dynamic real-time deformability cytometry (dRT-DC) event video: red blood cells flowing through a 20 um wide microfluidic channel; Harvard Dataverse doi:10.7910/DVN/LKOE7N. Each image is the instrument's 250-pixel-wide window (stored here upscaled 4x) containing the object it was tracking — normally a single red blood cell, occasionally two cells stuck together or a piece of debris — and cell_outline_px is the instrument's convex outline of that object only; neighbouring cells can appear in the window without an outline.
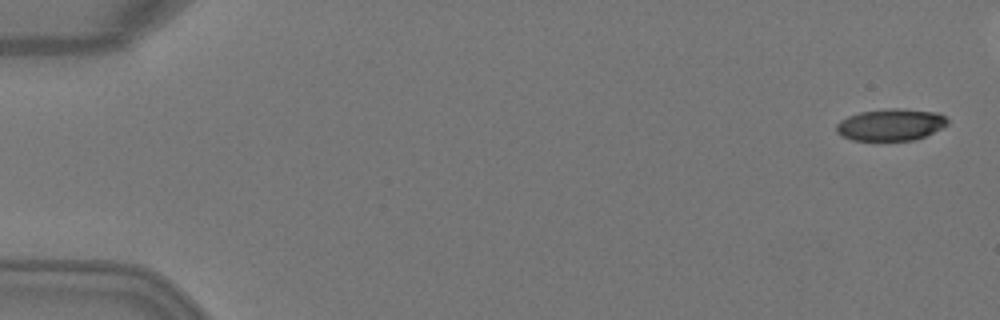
{"species": "Egyptian fruit bat (a non-hibernating species)", "species_latin": "Rousettus aegyptiacus", "temperature_condition": "warm", "stored_images_in_passage": 6, "camera_frame_rate_fps": 3000, "um_per_image_px": 0.085, "animal": {"sex": "female"}, "frame": {"image": 1, "passage_image": 1, "time_ms": 0.0, "image_size_px": [1000, 320], "cell_outline_px": [[948, 124], [924, 136], [912, 140], [852, 140], [836, 132], [836, 124], [840, 120], [848, 116], [860, 112], [892, 108], [900, 108], [936, 112], [944, 116], [948, 120]], "centroid_in_image_um": [75.69, 10.59], "position_along_channel_um": 9.3, "area_um2": 20.4}}